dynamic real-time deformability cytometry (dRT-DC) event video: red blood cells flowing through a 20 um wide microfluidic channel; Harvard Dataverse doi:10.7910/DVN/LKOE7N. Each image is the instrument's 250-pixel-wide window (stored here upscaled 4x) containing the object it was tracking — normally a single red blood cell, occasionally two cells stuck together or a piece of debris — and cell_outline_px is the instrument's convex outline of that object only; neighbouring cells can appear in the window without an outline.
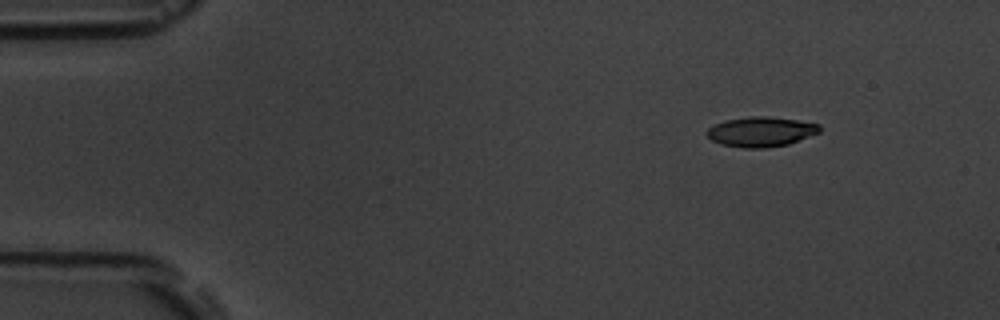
{"species": "common noctule bat (a hibernating species)", "species_latin": "Nyctalus noctula", "temperature_condition": "room temperature", "stored_images_in_passage": 3, "camera_frame_rate_fps": 3000, "um_per_image_px": 0.085, "animal": {"sex": "male", "body_mass_g": 19.5, "forearm_length_mm": 54.6}, "frame": {"image": 1, "passage_image": 1, "time_ms": 0.0, "image_size_px": [1000, 320], "cell_outline_px": [[820, 132], [788, 144], [764, 148], [744, 148], [720, 144], [712, 140], [704, 132], [708, 128], [724, 120], [752, 116], [764, 116], [796, 120], [820, 124]], "centroid_in_image_um": [64.65, 11.2], "position_along_channel_um": 20.3, "area_um2": 19.54}}